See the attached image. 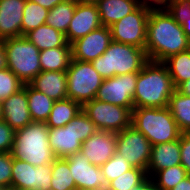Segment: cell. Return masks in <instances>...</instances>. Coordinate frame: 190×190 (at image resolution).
I'll use <instances>...</instances> for the list:
<instances>
[{"instance_id": "26", "label": "cell", "mask_w": 190, "mask_h": 190, "mask_svg": "<svg viewBox=\"0 0 190 190\" xmlns=\"http://www.w3.org/2000/svg\"><path fill=\"white\" fill-rule=\"evenodd\" d=\"M27 99L32 121L46 122L55 101L30 84H27Z\"/></svg>"}, {"instance_id": "21", "label": "cell", "mask_w": 190, "mask_h": 190, "mask_svg": "<svg viewBox=\"0 0 190 190\" xmlns=\"http://www.w3.org/2000/svg\"><path fill=\"white\" fill-rule=\"evenodd\" d=\"M29 84L54 101L68 98L66 71H41Z\"/></svg>"}, {"instance_id": "10", "label": "cell", "mask_w": 190, "mask_h": 190, "mask_svg": "<svg viewBox=\"0 0 190 190\" xmlns=\"http://www.w3.org/2000/svg\"><path fill=\"white\" fill-rule=\"evenodd\" d=\"M151 6L141 4L135 11L110 26L112 40L145 49L147 21Z\"/></svg>"}, {"instance_id": "25", "label": "cell", "mask_w": 190, "mask_h": 190, "mask_svg": "<svg viewBox=\"0 0 190 190\" xmlns=\"http://www.w3.org/2000/svg\"><path fill=\"white\" fill-rule=\"evenodd\" d=\"M81 110L82 105L72 99L65 98L55 101L45 123L48 128L63 127L67 125Z\"/></svg>"}, {"instance_id": "24", "label": "cell", "mask_w": 190, "mask_h": 190, "mask_svg": "<svg viewBox=\"0 0 190 190\" xmlns=\"http://www.w3.org/2000/svg\"><path fill=\"white\" fill-rule=\"evenodd\" d=\"M25 37L40 51L48 48L62 47L68 43L64 33L47 24L28 32Z\"/></svg>"}, {"instance_id": "33", "label": "cell", "mask_w": 190, "mask_h": 190, "mask_svg": "<svg viewBox=\"0 0 190 190\" xmlns=\"http://www.w3.org/2000/svg\"><path fill=\"white\" fill-rule=\"evenodd\" d=\"M148 178L146 170L132 168L109 182L107 190H130Z\"/></svg>"}, {"instance_id": "9", "label": "cell", "mask_w": 190, "mask_h": 190, "mask_svg": "<svg viewBox=\"0 0 190 190\" xmlns=\"http://www.w3.org/2000/svg\"><path fill=\"white\" fill-rule=\"evenodd\" d=\"M82 110L98 130L118 133L131 126L132 111L126 107L93 99L84 103Z\"/></svg>"}, {"instance_id": "40", "label": "cell", "mask_w": 190, "mask_h": 190, "mask_svg": "<svg viewBox=\"0 0 190 190\" xmlns=\"http://www.w3.org/2000/svg\"><path fill=\"white\" fill-rule=\"evenodd\" d=\"M130 190H159L154 180L148 177L139 186H135Z\"/></svg>"}, {"instance_id": "15", "label": "cell", "mask_w": 190, "mask_h": 190, "mask_svg": "<svg viewBox=\"0 0 190 190\" xmlns=\"http://www.w3.org/2000/svg\"><path fill=\"white\" fill-rule=\"evenodd\" d=\"M111 41L110 27L101 26L71 44L72 59L92 62L105 52Z\"/></svg>"}, {"instance_id": "19", "label": "cell", "mask_w": 190, "mask_h": 190, "mask_svg": "<svg viewBox=\"0 0 190 190\" xmlns=\"http://www.w3.org/2000/svg\"><path fill=\"white\" fill-rule=\"evenodd\" d=\"M26 0H0V39L21 37Z\"/></svg>"}, {"instance_id": "16", "label": "cell", "mask_w": 190, "mask_h": 190, "mask_svg": "<svg viewBox=\"0 0 190 190\" xmlns=\"http://www.w3.org/2000/svg\"><path fill=\"white\" fill-rule=\"evenodd\" d=\"M102 26L100 15L96 4H86L78 2L74 15L69 23L65 34L67 42L74 41L86 36Z\"/></svg>"}, {"instance_id": "29", "label": "cell", "mask_w": 190, "mask_h": 190, "mask_svg": "<svg viewBox=\"0 0 190 190\" xmlns=\"http://www.w3.org/2000/svg\"><path fill=\"white\" fill-rule=\"evenodd\" d=\"M163 63L168 68L175 88L190 79V49L170 56Z\"/></svg>"}, {"instance_id": "48", "label": "cell", "mask_w": 190, "mask_h": 190, "mask_svg": "<svg viewBox=\"0 0 190 190\" xmlns=\"http://www.w3.org/2000/svg\"><path fill=\"white\" fill-rule=\"evenodd\" d=\"M74 190H107L105 188H99V189H91V188H76Z\"/></svg>"}, {"instance_id": "3", "label": "cell", "mask_w": 190, "mask_h": 190, "mask_svg": "<svg viewBox=\"0 0 190 190\" xmlns=\"http://www.w3.org/2000/svg\"><path fill=\"white\" fill-rule=\"evenodd\" d=\"M49 128L45 122L32 121L24 128L15 130L12 156L33 166L48 165L56 157L48 139Z\"/></svg>"}, {"instance_id": "6", "label": "cell", "mask_w": 190, "mask_h": 190, "mask_svg": "<svg viewBox=\"0 0 190 190\" xmlns=\"http://www.w3.org/2000/svg\"><path fill=\"white\" fill-rule=\"evenodd\" d=\"M97 131L96 125L81 110L67 125L49 128V145L56 158H67L80 152L82 143Z\"/></svg>"}, {"instance_id": "44", "label": "cell", "mask_w": 190, "mask_h": 190, "mask_svg": "<svg viewBox=\"0 0 190 190\" xmlns=\"http://www.w3.org/2000/svg\"><path fill=\"white\" fill-rule=\"evenodd\" d=\"M170 190H190V175H188Z\"/></svg>"}, {"instance_id": "41", "label": "cell", "mask_w": 190, "mask_h": 190, "mask_svg": "<svg viewBox=\"0 0 190 190\" xmlns=\"http://www.w3.org/2000/svg\"><path fill=\"white\" fill-rule=\"evenodd\" d=\"M190 0H165V9H177L186 5Z\"/></svg>"}, {"instance_id": "34", "label": "cell", "mask_w": 190, "mask_h": 190, "mask_svg": "<svg viewBox=\"0 0 190 190\" xmlns=\"http://www.w3.org/2000/svg\"><path fill=\"white\" fill-rule=\"evenodd\" d=\"M132 168L133 167L128 163V161L124 159L122 155L117 153H115L106 163L100 166V169L108 180V183Z\"/></svg>"}, {"instance_id": "36", "label": "cell", "mask_w": 190, "mask_h": 190, "mask_svg": "<svg viewBox=\"0 0 190 190\" xmlns=\"http://www.w3.org/2000/svg\"><path fill=\"white\" fill-rule=\"evenodd\" d=\"M12 153L0 152V189H11Z\"/></svg>"}, {"instance_id": "20", "label": "cell", "mask_w": 190, "mask_h": 190, "mask_svg": "<svg viewBox=\"0 0 190 190\" xmlns=\"http://www.w3.org/2000/svg\"><path fill=\"white\" fill-rule=\"evenodd\" d=\"M181 165L180 137L178 140L152 146L147 175L152 178L158 171Z\"/></svg>"}, {"instance_id": "11", "label": "cell", "mask_w": 190, "mask_h": 190, "mask_svg": "<svg viewBox=\"0 0 190 190\" xmlns=\"http://www.w3.org/2000/svg\"><path fill=\"white\" fill-rule=\"evenodd\" d=\"M152 144L132 125L116 133V153L122 155L133 168L147 171Z\"/></svg>"}, {"instance_id": "47", "label": "cell", "mask_w": 190, "mask_h": 190, "mask_svg": "<svg viewBox=\"0 0 190 190\" xmlns=\"http://www.w3.org/2000/svg\"><path fill=\"white\" fill-rule=\"evenodd\" d=\"M81 3H86V4H97L101 0H78Z\"/></svg>"}, {"instance_id": "42", "label": "cell", "mask_w": 190, "mask_h": 190, "mask_svg": "<svg viewBox=\"0 0 190 190\" xmlns=\"http://www.w3.org/2000/svg\"><path fill=\"white\" fill-rule=\"evenodd\" d=\"M31 2L37 3L44 8L50 10L57 4H60L63 0H30Z\"/></svg>"}, {"instance_id": "4", "label": "cell", "mask_w": 190, "mask_h": 190, "mask_svg": "<svg viewBox=\"0 0 190 190\" xmlns=\"http://www.w3.org/2000/svg\"><path fill=\"white\" fill-rule=\"evenodd\" d=\"M148 61L145 49L112 40L105 52L91 63L103 79H108L140 72Z\"/></svg>"}, {"instance_id": "17", "label": "cell", "mask_w": 190, "mask_h": 190, "mask_svg": "<svg viewBox=\"0 0 190 190\" xmlns=\"http://www.w3.org/2000/svg\"><path fill=\"white\" fill-rule=\"evenodd\" d=\"M81 153L91 164L102 166L116 153V133L98 130L82 143Z\"/></svg>"}, {"instance_id": "35", "label": "cell", "mask_w": 190, "mask_h": 190, "mask_svg": "<svg viewBox=\"0 0 190 190\" xmlns=\"http://www.w3.org/2000/svg\"><path fill=\"white\" fill-rule=\"evenodd\" d=\"M23 85L9 68L0 70V103L20 90Z\"/></svg>"}, {"instance_id": "23", "label": "cell", "mask_w": 190, "mask_h": 190, "mask_svg": "<svg viewBox=\"0 0 190 190\" xmlns=\"http://www.w3.org/2000/svg\"><path fill=\"white\" fill-rule=\"evenodd\" d=\"M39 57L41 71H66L72 60L71 44L41 50Z\"/></svg>"}, {"instance_id": "28", "label": "cell", "mask_w": 190, "mask_h": 190, "mask_svg": "<svg viewBox=\"0 0 190 190\" xmlns=\"http://www.w3.org/2000/svg\"><path fill=\"white\" fill-rule=\"evenodd\" d=\"M78 0H63L49 10L45 24L66 34Z\"/></svg>"}, {"instance_id": "22", "label": "cell", "mask_w": 190, "mask_h": 190, "mask_svg": "<svg viewBox=\"0 0 190 190\" xmlns=\"http://www.w3.org/2000/svg\"><path fill=\"white\" fill-rule=\"evenodd\" d=\"M141 5L140 0H101L96 4L102 26L110 27Z\"/></svg>"}, {"instance_id": "37", "label": "cell", "mask_w": 190, "mask_h": 190, "mask_svg": "<svg viewBox=\"0 0 190 190\" xmlns=\"http://www.w3.org/2000/svg\"><path fill=\"white\" fill-rule=\"evenodd\" d=\"M15 130L3 119L0 120V152H11L14 144Z\"/></svg>"}, {"instance_id": "18", "label": "cell", "mask_w": 190, "mask_h": 190, "mask_svg": "<svg viewBox=\"0 0 190 190\" xmlns=\"http://www.w3.org/2000/svg\"><path fill=\"white\" fill-rule=\"evenodd\" d=\"M2 105V119L14 130L24 128L32 122L27 99V84L13 95L9 96Z\"/></svg>"}, {"instance_id": "31", "label": "cell", "mask_w": 190, "mask_h": 190, "mask_svg": "<svg viewBox=\"0 0 190 190\" xmlns=\"http://www.w3.org/2000/svg\"><path fill=\"white\" fill-rule=\"evenodd\" d=\"M49 10L43 6L26 0L23 10V18L21 25V36H25L28 32L35 30L41 25H44Z\"/></svg>"}, {"instance_id": "8", "label": "cell", "mask_w": 190, "mask_h": 190, "mask_svg": "<svg viewBox=\"0 0 190 190\" xmlns=\"http://www.w3.org/2000/svg\"><path fill=\"white\" fill-rule=\"evenodd\" d=\"M66 77L68 98L81 105L96 98L104 80L91 62L73 59L66 70Z\"/></svg>"}, {"instance_id": "7", "label": "cell", "mask_w": 190, "mask_h": 190, "mask_svg": "<svg viewBox=\"0 0 190 190\" xmlns=\"http://www.w3.org/2000/svg\"><path fill=\"white\" fill-rule=\"evenodd\" d=\"M8 68L23 84H29L40 72V50L25 36L3 40Z\"/></svg>"}, {"instance_id": "39", "label": "cell", "mask_w": 190, "mask_h": 190, "mask_svg": "<svg viewBox=\"0 0 190 190\" xmlns=\"http://www.w3.org/2000/svg\"><path fill=\"white\" fill-rule=\"evenodd\" d=\"M175 10L179 16L186 36L190 39V2Z\"/></svg>"}, {"instance_id": "2", "label": "cell", "mask_w": 190, "mask_h": 190, "mask_svg": "<svg viewBox=\"0 0 190 190\" xmlns=\"http://www.w3.org/2000/svg\"><path fill=\"white\" fill-rule=\"evenodd\" d=\"M176 88L167 66L163 62L148 61L140 72L134 92V108H163Z\"/></svg>"}, {"instance_id": "30", "label": "cell", "mask_w": 190, "mask_h": 190, "mask_svg": "<svg viewBox=\"0 0 190 190\" xmlns=\"http://www.w3.org/2000/svg\"><path fill=\"white\" fill-rule=\"evenodd\" d=\"M76 189L67 158H56L52 162V179L50 190H74Z\"/></svg>"}, {"instance_id": "1", "label": "cell", "mask_w": 190, "mask_h": 190, "mask_svg": "<svg viewBox=\"0 0 190 190\" xmlns=\"http://www.w3.org/2000/svg\"><path fill=\"white\" fill-rule=\"evenodd\" d=\"M190 49L179 16L174 9L152 7L149 12L145 51L150 61L164 62L170 56Z\"/></svg>"}, {"instance_id": "5", "label": "cell", "mask_w": 190, "mask_h": 190, "mask_svg": "<svg viewBox=\"0 0 190 190\" xmlns=\"http://www.w3.org/2000/svg\"><path fill=\"white\" fill-rule=\"evenodd\" d=\"M131 125L153 145L178 140L181 131L167 107L133 108Z\"/></svg>"}, {"instance_id": "12", "label": "cell", "mask_w": 190, "mask_h": 190, "mask_svg": "<svg viewBox=\"0 0 190 190\" xmlns=\"http://www.w3.org/2000/svg\"><path fill=\"white\" fill-rule=\"evenodd\" d=\"M137 79L138 72L116 75L104 79L95 99L126 107L132 111L134 108L133 97Z\"/></svg>"}, {"instance_id": "50", "label": "cell", "mask_w": 190, "mask_h": 190, "mask_svg": "<svg viewBox=\"0 0 190 190\" xmlns=\"http://www.w3.org/2000/svg\"><path fill=\"white\" fill-rule=\"evenodd\" d=\"M9 190H18V189H9ZM26 190H36V189H26Z\"/></svg>"}, {"instance_id": "14", "label": "cell", "mask_w": 190, "mask_h": 190, "mask_svg": "<svg viewBox=\"0 0 190 190\" xmlns=\"http://www.w3.org/2000/svg\"><path fill=\"white\" fill-rule=\"evenodd\" d=\"M67 160L76 188L107 189L109 183L100 166L91 164L81 151L70 155Z\"/></svg>"}, {"instance_id": "43", "label": "cell", "mask_w": 190, "mask_h": 190, "mask_svg": "<svg viewBox=\"0 0 190 190\" xmlns=\"http://www.w3.org/2000/svg\"><path fill=\"white\" fill-rule=\"evenodd\" d=\"M8 68L7 54L3 40L0 39V70Z\"/></svg>"}, {"instance_id": "13", "label": "cell", "mask_w": 190, "mask_h": 190, "mask_svg": "<svg viewBox=\"0 0 190 190\" xmlns=\"http://www.w3.org/2000/svg\"><path fill=\"white\" fill-rule=\"evenodd\" d=\"M51 179L52 163L35 167L12 156V189L50 190Z\"/></svg>"}, {"instance_id": "45", "label": "cell", "mask_w": 190, "mask_h": 190, "mask_svg": "<svg viewBox=\"0 0 190 190\" xmlns=\"http://www.w3.org/2000/svg\"><path fill=\"white\" fill-rule=\"evenodd\" d=\"M140 2L151 7L165 8V0H140Z\"/></svg>"}, {"instance_id": "38", "label": "cell", "mask_w": 190, "mask_h": 190, "mask_svg": "<svg viewBox=\"0 0 190 190\" xmlns=\"http://www.w3.org/2000/svg\"><path fill=\"white\" fill-rule=\"evenodd\" d=\"M180 157L181 165L190 175V133L180 135Z\"/></svg>"}, {"instance_id": "49", "label": "cell", "mask_w": 190, "mask_h": 190, "mask_svg": "<svg viewBox=\"0 0 190 190\" xmlns=\"http://www.w3.org/2000/svg\"><path fill=\"white\" fill-rule=\"evenodd\" d=\"M0 120H2V105L0 103Z\"/></svg>"}, {"instance_id": "27", "label": "cell", "mask_w": 190, "mask_h": 190, "mask_svg": "<svg viewBox=\"0 0 190 190\" xmlns=\"http://www.w3.org/2000/svg\"><path fill=\"white\" fill-rule=\"evenodd\" d=\"M168 108L182 133H190V96L181 94L177 89L169 99Z\"/></svg>"}, {"instance_id": "32", "label": "cell", "mask_w": 190, "mask_h": 190, "mask_svg": "<svg viewBox=\"0 0 190 190\" xmlns=\"http://www.w3.org/2000/svg\"><path fill=\"white\" fill-rule=\"evenodd\" d=\"M188 175L189 174L182 165H176L158 171L152 179L159 190H170Z\"/></svg>"}, {"instance_id": "46", "label": "cell", "mask_w": 190, "mask_h": 190, "mask_svg": "<svg viewBox=\"0 0 190 190\" xmlns=\"http://www.w3.org/2000/svg\"><path fill=\"white\" fill-rule=\"evenodd\" d=\"M181 94L190 96V79L188 81L182 82L177 88H176Z\"/></svg>"}]
</instances>
